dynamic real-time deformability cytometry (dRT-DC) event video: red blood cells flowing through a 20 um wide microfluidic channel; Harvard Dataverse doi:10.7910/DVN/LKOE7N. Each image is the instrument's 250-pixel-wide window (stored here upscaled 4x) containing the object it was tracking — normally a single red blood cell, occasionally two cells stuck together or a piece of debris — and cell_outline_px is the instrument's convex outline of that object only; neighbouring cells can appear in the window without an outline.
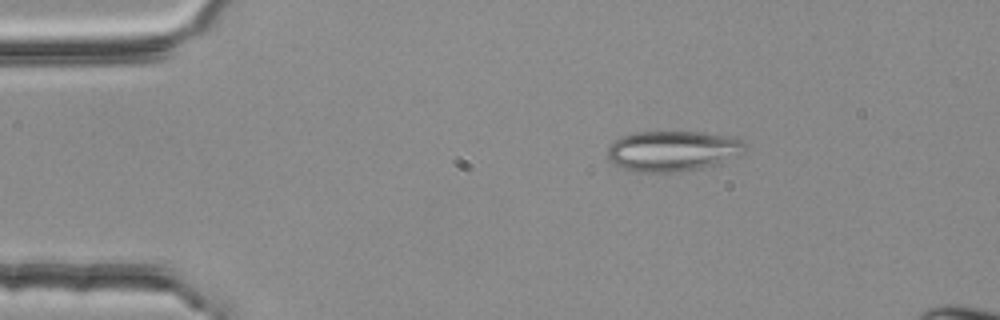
{"species": "common noctule bat (a hibernating species)", "species_latin": "Nyctalus noctula", "temperature_condition": "room temperature", "stored_images_in_passage": 48, "segment_of_instrument_passage": [1, 3], "camera_frame_rate_fps": 3000, "um_per_image_px": 0.085, "animal": {"sex": "female", "body_mass_g": 25.1}, "frame": {"image": 1, "passage_image": 2, "time_ms": 0.333, "image_size_px": [1000, 320], "cell_outline_px": [[748, 152], [740, 156], [720, 164], [672, 172], [636, 172], [612, 164], [608, 160], [608, 148], [616, 140], [632, 132], [700, 132], [732, 136], [740, 140], [744, 144]], "centroid_in_image_um": [57.23, 12.83], "position_along_channel_um": 27.8, "area_um2": 32.6}}